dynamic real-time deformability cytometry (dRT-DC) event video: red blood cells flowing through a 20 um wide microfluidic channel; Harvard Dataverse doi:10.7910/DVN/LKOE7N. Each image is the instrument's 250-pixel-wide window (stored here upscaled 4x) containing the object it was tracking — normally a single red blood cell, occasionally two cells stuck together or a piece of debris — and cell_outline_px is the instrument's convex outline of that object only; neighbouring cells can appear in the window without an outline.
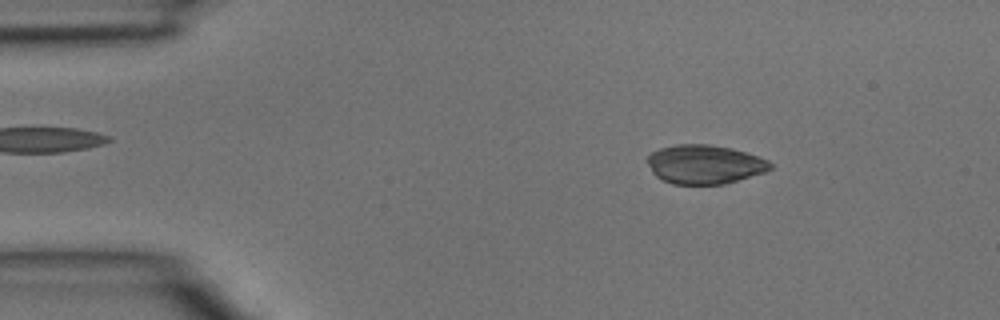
{"species": "common noctule bat (a hibernating species)", "species_latin": "Nyctalus noctula", "temperature_condition": "room temperature", "stored_images_in_passage": 4, "camera_frame_rate_fps": 3000, "um_per_image_px": 0.085, "animal": {"sex": "male", "body_mass_g": 15.6}, "frame": {"image": 1, "passage_image": 1, "time_ms": 0.0, "image_size_px": [1000, 320], "cell_outline_px": [[772, 168], [764, 172], [724, 184], [672, 184], [656, 176], [652, 172], [648, 164], [648, 156], [652, 152], [660, 148], [676, 144], [708, 144], [732, 148], [768, 160], [772, 164]], "centroid_in_image_um": [59.88, 13.96], "position_along_channel_um": 25.1, "area_um2": 27.74}}
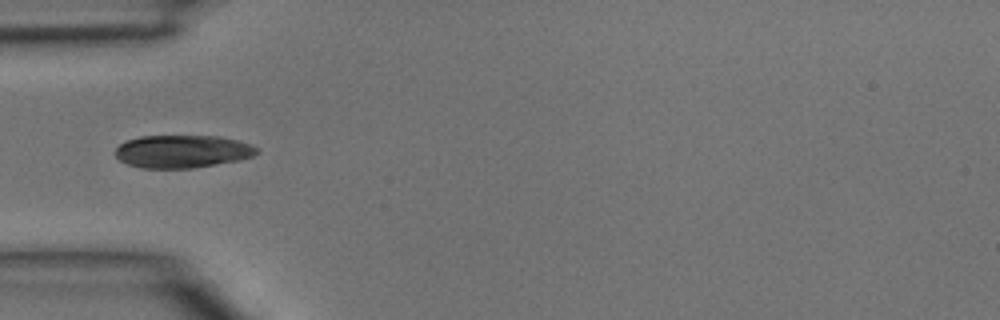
{"frame": {"image": 2, "passage_image": 3, "time_ms": 0.667, "image_size_px": [1000, 320], "cell_outline_px": [[260, 152], [252, 156], [240, 160], [192, 168], [140, 168], [128, 164], [120, 160], [116, 156], [116, 148], [120, 144], [128, 140], [140, 136], [220, 136], [252, 144], [260, 148]], "centroid_in_image_um": [15.54, 12.87], "position_along_channel_um": 69.5, "area_um2": 27.11}}